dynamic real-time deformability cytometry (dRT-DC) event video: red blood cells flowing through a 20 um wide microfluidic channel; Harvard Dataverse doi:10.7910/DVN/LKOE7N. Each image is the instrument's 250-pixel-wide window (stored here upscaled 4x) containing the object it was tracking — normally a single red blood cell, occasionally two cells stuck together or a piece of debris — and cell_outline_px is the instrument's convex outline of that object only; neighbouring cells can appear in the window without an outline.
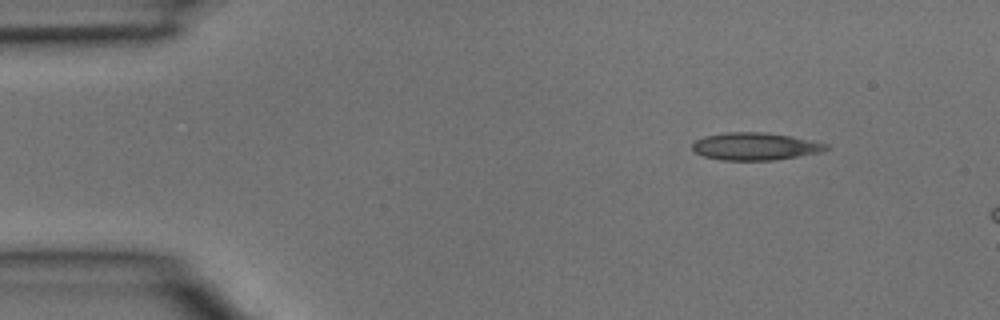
{"species": "common noctule bat (a hibernating species)", "species_latin": "Nyctalus noctula", "temperature_condition": "room temperature", "stored_images_in_passage": 3, "camera_frame_rate_fps": 3000, "um_per_image_px": 0.085, "animal": {"sex": "male", "body_mass_g": 15.6}, "frame": {"image": 1, "passage_image": 1, "time_ms": 0.0, "image_size_px": [1000, 320], "cell_outline_px": [[832, 148], [820, 152], [772, 160], [720, 160], [704, 156], [696, 152], [692, 148], [692, 144], [696, 140], [704, 136], [724, 132], [764, 132], [792, 136], [828, 144]], "centroid_in_image_um": [64.19, 12.43], "position_along_channel_um": 20.8, "area_um2": 21.39}}